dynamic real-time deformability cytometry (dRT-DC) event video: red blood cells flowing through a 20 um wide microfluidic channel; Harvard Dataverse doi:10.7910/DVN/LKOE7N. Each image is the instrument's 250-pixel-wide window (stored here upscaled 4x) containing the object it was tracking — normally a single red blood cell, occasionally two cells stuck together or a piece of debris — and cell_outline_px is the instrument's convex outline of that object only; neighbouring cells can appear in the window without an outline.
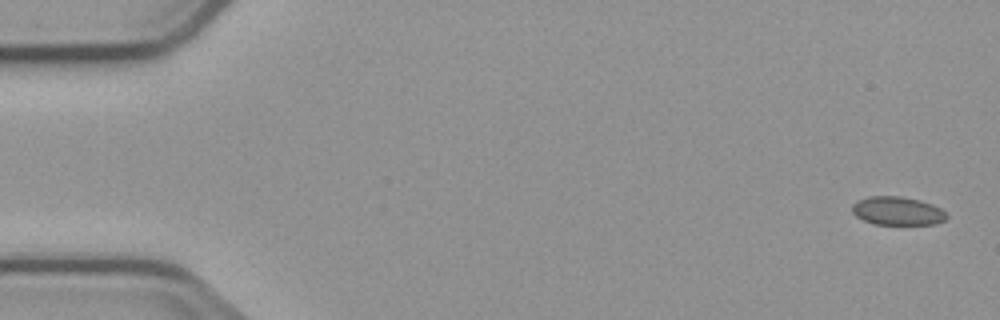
{"species": "common noctule bat (a hibernating species)", "species_latin": "Nyctalus noctula", "temperature_condition": "cold", "stored_images_in_passage": 5, "camera_frame_rate_fps": 3000, "um_per_image_px": 0.085, "animal": {"sex": "male", "body_mass_g": 23.1, "forearm_length_mm": 52.7}, "frame": {"image": 1, "passage_image": 1, "time_ms": 0.0, "image_size_px": [1000, 320], "cell_outline_px": [[948, 216], [944, 220], [936, 224], [872, 224], [856, 216], [852, 212], [852, 204], [856, 200], [868, 196], [900, 196], [920, 200], [932, 204], [940, 208]], "centroid_in_image_um": [76.25, 17.92], "position_along_channel_um": 8.8, "area_um2": 15.72}}